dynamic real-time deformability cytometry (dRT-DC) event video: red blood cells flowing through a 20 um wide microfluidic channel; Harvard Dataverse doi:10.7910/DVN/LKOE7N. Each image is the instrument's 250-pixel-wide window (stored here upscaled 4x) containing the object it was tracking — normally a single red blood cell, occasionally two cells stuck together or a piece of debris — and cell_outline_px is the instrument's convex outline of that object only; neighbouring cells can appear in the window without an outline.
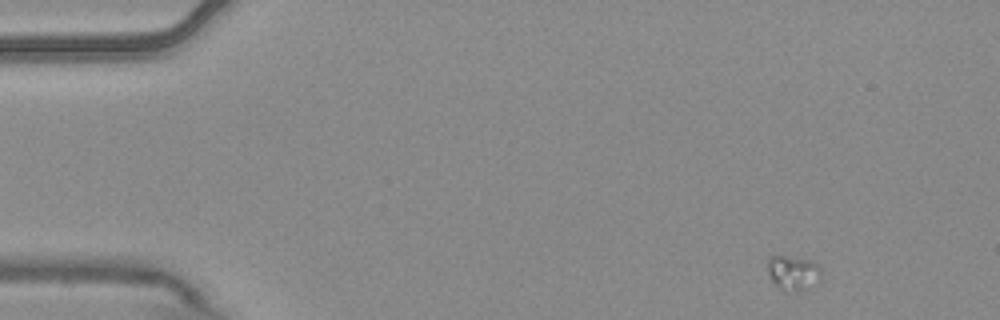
{"species": "common noctule bat (a hibernating species)", "species_latin": "Nyctalus noctula", "temperature_condition": "warm", "stored_images_in_passage": 6, "camera_frame_rate_fps": 3000, "um_per_image_px": 0.085, "animal": {"sex": "male", "body_mass_g": 20.4}, "frame": {"image": 1, "passage_image": 1, "time_ms": 0.0, "image_size_px": [1000, 320], "cell_outline_px": [[820, 280], [812, 288], [796, 292], [784, 292], [772, 280], [768, 272], [768, 260], [772, 256], [784, 256], [808, 260], [816, 264], [820, 268]], "centroid_in_image_um": [67.44, 23.24], "position_along_channel_um": 17.6, "area_um2": 10.81}}